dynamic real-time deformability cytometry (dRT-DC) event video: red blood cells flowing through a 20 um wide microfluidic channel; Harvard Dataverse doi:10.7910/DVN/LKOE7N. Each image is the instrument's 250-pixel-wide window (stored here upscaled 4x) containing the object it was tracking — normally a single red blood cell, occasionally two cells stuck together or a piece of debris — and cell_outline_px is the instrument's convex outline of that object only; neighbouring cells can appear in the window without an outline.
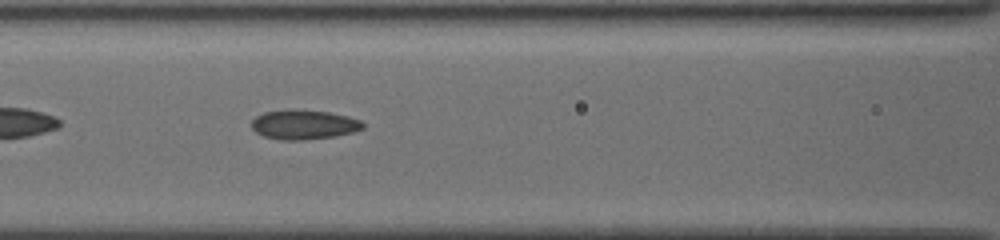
{"species": "common noctule bat (a hibernating species)", "species_latin": "Nyctalus noctula", "temperature_condition": "cold", "stored_images_in_passage": 13, "camera_frame_rate_fps": 3000, "um_per_image_px": 0.085, "animal": {"sex": "female", "body_mass_g": 19.5, "forearm_length_mm": 54.1}, "frame": {"image": 1, "passage_image": 13, "time_ms": 8.0, "image_size_px": [1000, 240], "cell_outline_px": [[364, 128], [356, 132], [336, 136], [304, 140], [280, 140], [264, 136], [256, 132], [252, 128], [252, 120], [256, 116], [264, 112], [328, 112], [348, 116], [360, 120], [364, 124]], "centroid_in_image_um": [25.88, 10.64], "position_along_channel_um": 140.7, "area_um2": 18.5}}